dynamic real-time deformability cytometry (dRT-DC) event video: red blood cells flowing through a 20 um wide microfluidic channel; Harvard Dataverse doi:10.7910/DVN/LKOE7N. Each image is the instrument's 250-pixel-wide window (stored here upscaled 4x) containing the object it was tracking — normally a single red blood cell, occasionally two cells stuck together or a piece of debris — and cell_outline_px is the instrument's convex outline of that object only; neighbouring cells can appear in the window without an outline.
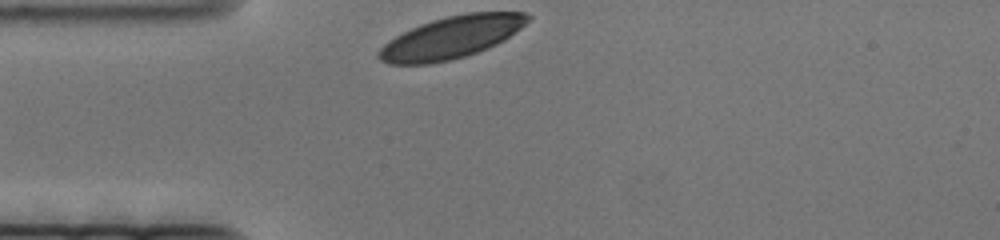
{"species": "human", "species_latin": "Homo sapiens", "temperature_condition": "cold", "stored_images_in_passage": 45, "camera_frame_rate_fps": 3000, "um_per_image_px": 0.085, "donor": {"sex": "female"}, "frame": {"image": 1, "passage_image": 1, "time_ms": 0.0, "image_size_px": [1000, 240], "cell_outline_px": [[532, 20], [504, 40], [488, 48], [464, 56], [432, 64], [388, 64], [380, 60], [376, 56], [376, 52], [388, 40], [420, 24], [432, 20], [448, 16], [468, 12], [524, 12], [532, 16]], "centroid_in_image_um": [38.37, 3.18], "position_along_channel_um": 46.6, "area_um2": 36.59}}
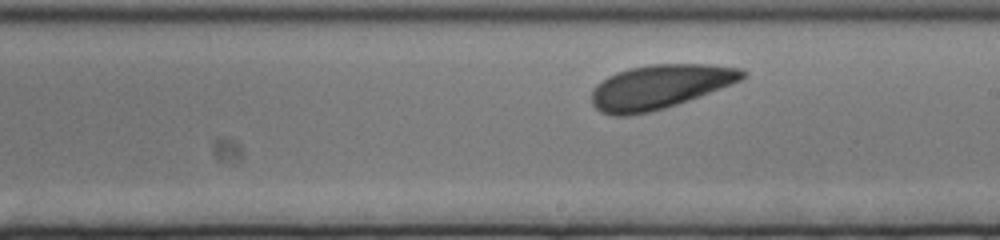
{"frame": {"image": 2, "passage_image": 26, "time_ms": 8.333, "image_size_px": [1000, 240], "cell_outline_px": [[748, 76], [740, 80], [700, 96], [664, 108], [648, 112], [628, 116], [612, 116], [600, 112], [592, 104], [592, 88], [596, 84], [608, 76], [616, 72], [628, 68], [652, 64], [708, 64], [740, 68], [748, 72]], "centroid_in_image_um": [56.05, 7.37], "position_along_channel_um": 233.0, "area_um2": 38.78}}
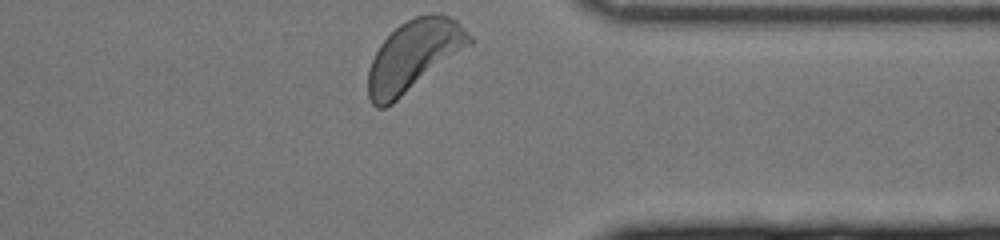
{"frame": {"image": 3, "passage_image": 45, "time_ms": 14.667, "image_size_px": [1000, 240], "cell_outline_px": [[472, 44], [392, 104], [384, 108], [376, 108], [372, 104], [368, 96], [368, 68], [380, 44], [400, 24], [416, 16], [432, 12], [440, 12], [456, 20], [472, 36]], "centroid_in_image_um": [35.17, 4.73], "position_along_channel_um": 376.2, "area_um2": 41.62}}